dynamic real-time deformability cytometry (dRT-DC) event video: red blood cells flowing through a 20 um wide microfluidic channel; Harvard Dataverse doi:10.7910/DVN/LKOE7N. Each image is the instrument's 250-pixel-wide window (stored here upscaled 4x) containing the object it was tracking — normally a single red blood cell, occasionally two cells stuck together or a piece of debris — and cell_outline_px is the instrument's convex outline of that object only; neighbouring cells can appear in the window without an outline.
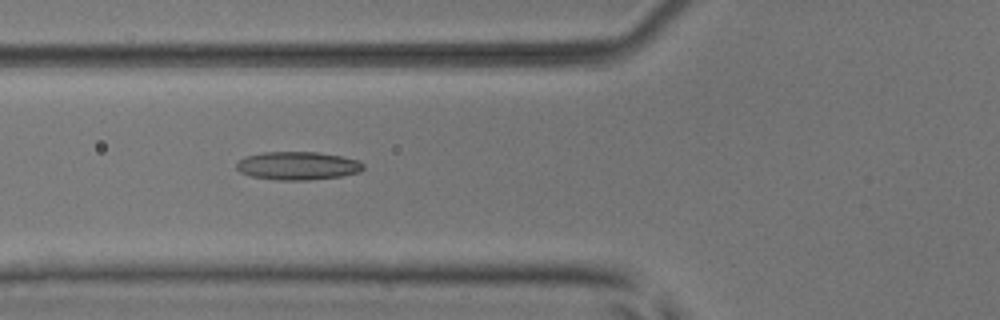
{"species": "common noctule bat (a hibernating species)", "species_latin": "Nyctalus noctula", "temperature_condition": "room temperature", "stored_images_in_passage": 6, "camera_frame_rate_fps": 3000, "um_per_image_px": 0.085, "animal": {"sex": "male", "body_mass_g": 17.9, "forearm_length_mm": 54.2}, "frame": {"image": 1, "passage_image": 4, "time_ms": 3.333, "image_size_px": [1000, 320], "cell_outline_px": [[364, 168], [360, 172], [340, 176], [308, 180], [276, 180], [252, 176], [240, 172], [236, 168], [236, 164], [244, 156], [264, 152], [320, 152], [360, 160], [364, 164]], "centroid_in_image_um": [25.32, 14.08], "position_along_channel_um": 100.5, "area_um2": 20.92}}
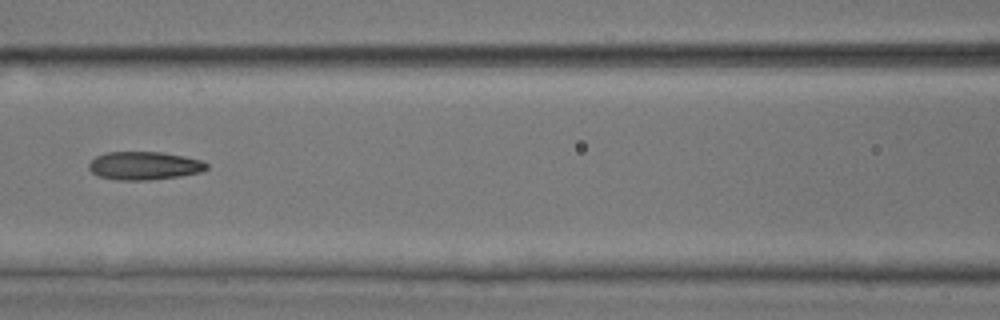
{"frame": {"image": 2, "passage_image": 5, "time_ms": 4.667, "image_size_px": [1000, 320], "cell_outline_px": [[208, 168], [200, 172], [180, 176], [148, 180], [116, 180], [100, 176], [92, 172], [88, 168], [88, 164], [96, 156], [108, 152], [164, 152], [204, 160], [208, 164]], "centroid_in_image_um": [12.29, 14.08], "position_along_channel_um": 154.3, "area_um2": 19.42}}
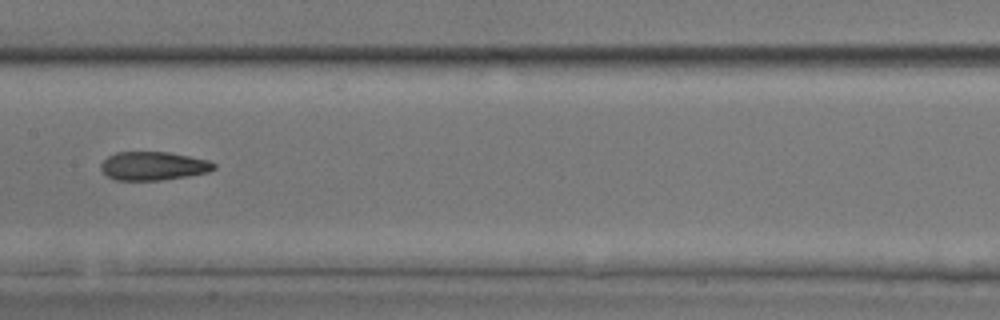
{"frame": {"image": 3, "passage_image": 6, "time_ms": 5.667, "image_size_px": [1000, 320], "cell_outline_px": [[216, 168], [208, 172], [188, 176], [160, 180], [116, 180], [108, 176], [100, 168], [100, 164], [108, 156], [116, 152], [168, 152], [208, 160], [216, 164]], "centroid_in_image_um": [13.03, 14.1], "position_along_channel_um": 194.4, "area_um2": 18.73}}